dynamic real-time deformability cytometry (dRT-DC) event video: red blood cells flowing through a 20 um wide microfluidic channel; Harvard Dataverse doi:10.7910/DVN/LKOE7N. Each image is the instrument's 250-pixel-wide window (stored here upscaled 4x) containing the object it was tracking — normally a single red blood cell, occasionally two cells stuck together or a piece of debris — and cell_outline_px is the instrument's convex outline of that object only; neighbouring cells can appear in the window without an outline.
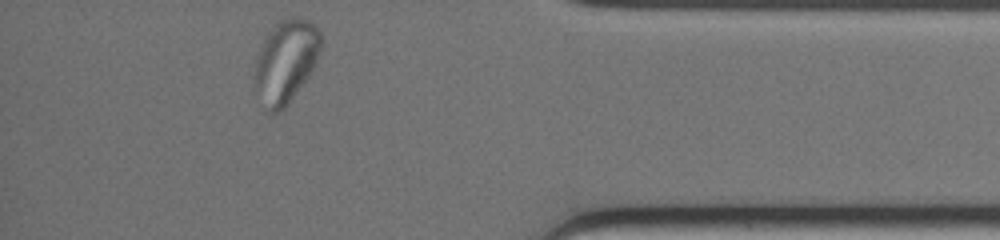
{"species": "common noctule bat (a hibernating species)", "species_latin": "Nyctalus noctula", "temperature_condition": "warm", "stored_images_in_passage": 27, "segment_of_instrument_passage": [2, 2], "camera_frame_rate_fps": 3000, "um_per_image_px": 0.085, "animal": {"sex": "female", "body_mass_g": 19.0, "forearm_length_mm": 51.5}, "frame": {"image": 1, "passage_image": 27, "time_ms": 8.667, "image_size_px": [1000, 240], "cell_outline_px": [[324, 40], [316, 64], [308, 76], [288, 104], [280, 112], [264, 112], [252, 84], [252, 80], [256, 60], [260, 48], [268, 32], [280, 20], [292, 16], [300, 16], [308, 20], [320, 32]], "centroid_in_image_um": [24.27, 5.25], "position_along_channel_um": 410.9, "area_um2": 32.77}}